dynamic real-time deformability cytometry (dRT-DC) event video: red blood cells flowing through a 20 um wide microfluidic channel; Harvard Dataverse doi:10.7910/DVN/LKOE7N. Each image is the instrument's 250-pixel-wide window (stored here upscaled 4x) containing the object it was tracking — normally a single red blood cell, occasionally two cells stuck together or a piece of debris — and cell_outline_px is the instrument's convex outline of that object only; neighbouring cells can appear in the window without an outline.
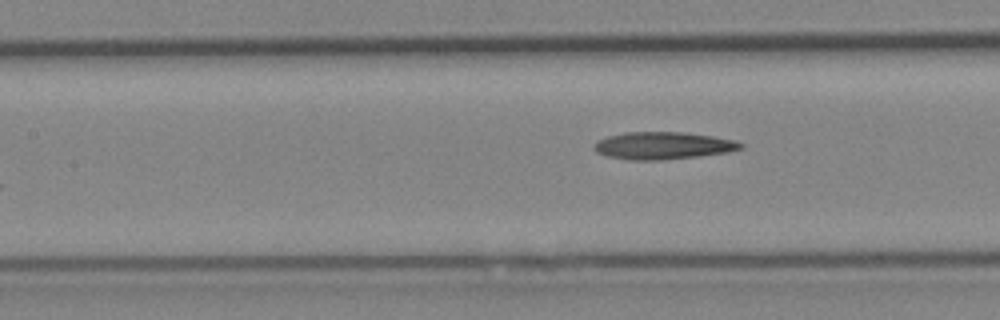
{"species": "Egyptian fruit bat (a non-hibernating species)", "species_latin": "Rousettus aegyptiacus", "temperature_condition": "cold", "stored_images_in_passage": 7, "camera_frame_rate_fps": 3000, "um_per_image_px": 0.085, "animal": {"sex": "female"}, "frame": {"image": 1, "passage_image": 7, "time_ms": 7.0, "image_size_px": [1000, 320], "cell_outline_px": [[744, 148], [728, 152], [700, 156], [660, 160], [628, 160], [604, 156], [596, 152], [592, 148], [600, 140], [608, 136], [624, 132], [684, 132], [712, 136], [736, 140], [744, 144]], "centroid_in_image_um": [56.37, 12.38], "position_along_channel_um": 151.0, "area_um2": 23.52}}